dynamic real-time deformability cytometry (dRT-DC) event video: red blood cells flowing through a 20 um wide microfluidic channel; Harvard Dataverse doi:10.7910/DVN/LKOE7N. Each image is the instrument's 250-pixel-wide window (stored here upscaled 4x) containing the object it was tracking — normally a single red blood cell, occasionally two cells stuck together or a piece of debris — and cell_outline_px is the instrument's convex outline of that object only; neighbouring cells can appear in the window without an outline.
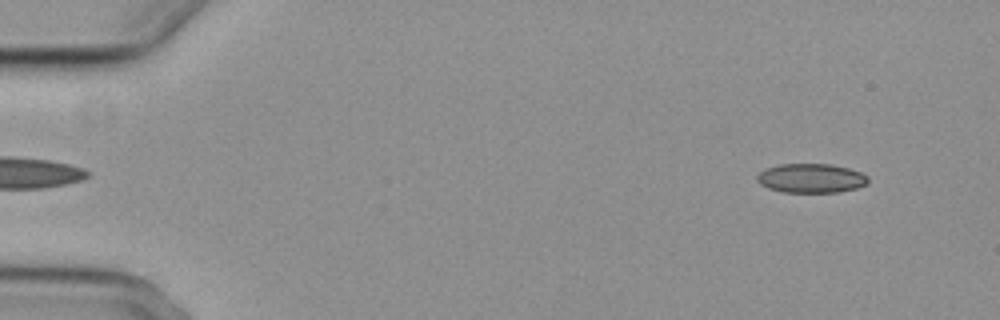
{"species": "common noctule bat (a hibernating species)", "species_latin": "Nyctalus noctula", "temperature_condition": "cold", "stored_images_in_passage": 53, "camera_frame_rate_fps": 3000, "um_per_image_px": 0.085, "animal": {"sex": "female", "body_mass_g": 29.2, "forearm_length_mm": 56.3}, "frame": {"image": 1, "passage_image": 2, "time_ms": 0.333, "image_size_px": [1000, 320], "cell_outline_px": [[868, 184], [856, 188], [840, 192], [784, 192], [768, 188], [760, 184], [756, 180], [756, 176], [764, 168], [780, 164], [832, 164], [848, 168], [860, 172], [868, 176]], "centroid_in_image_um": [68.93, 15.14], "position_along_channel_um": 16.1, "area_um2": 19.02}}
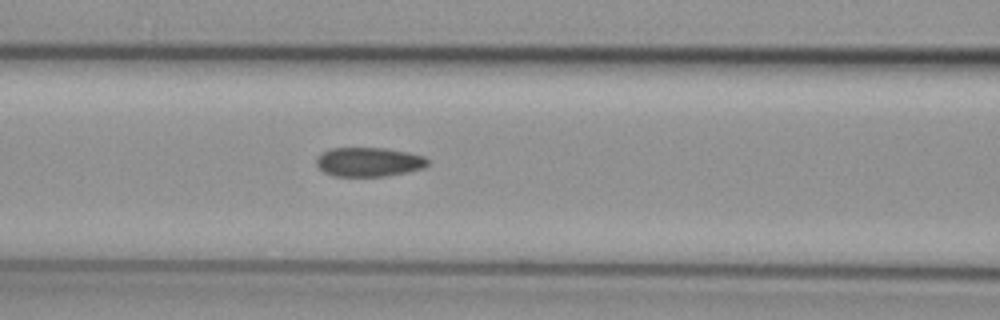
{"frame": {"image": 2, "passage_image": 21, "time_ms": 6.667, "image_size_px": [1000, 320], "cell_outline_px": [[428, 164], [424, 168], [408, 172], [384, 176], [332, 176], [324, 172], [316, 164], [316, 156], [332, 148], [384, 148], [408, 152], [424, 156], [428, 160]], "centroid_in_image_um": [31.35, 13.77], "position_along_channel_um": 135.2, "area_um2": 18.96}}
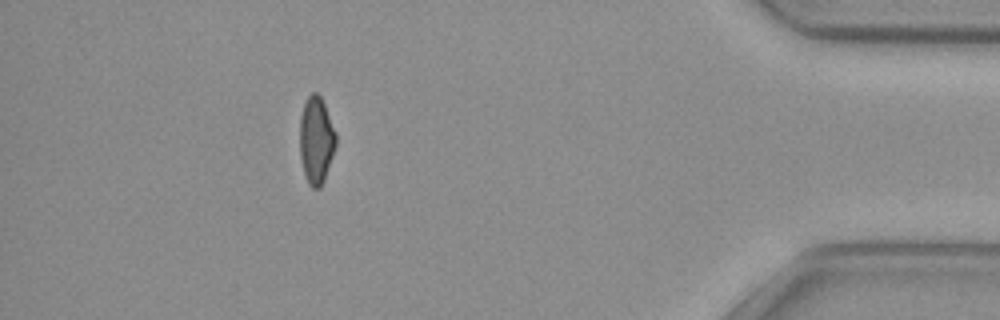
{"frame": {"image": 3, "passage_image": 47, "time_ms": 15.333, "image_size_px": [1000, 320], "cell_outline_px": [[336, 144], [324, 180], [320, 188], [312, 188], [308, 184], [304, 172], [300, 156], [300, 116], [304, 104], [308, 96], [312, 92], [316, 92], [320, 96], [324, 104], [336, 132]], "centroid_in_image_um": [26.87, 11.91], "position_along_channel_um": 408.3, "area_um2": 18.21}, "authors_computed_cell_mechanics": {"area_um2": 19.363, "velocity_mm_per_s": 3.7449, "shape_relaxation_time_tau1_ms": null, "shape_relaxation_time_tau2_ms": 3.4059, "deformation_change_tau1": null, "deformation_change_tau2": 0.0768}}